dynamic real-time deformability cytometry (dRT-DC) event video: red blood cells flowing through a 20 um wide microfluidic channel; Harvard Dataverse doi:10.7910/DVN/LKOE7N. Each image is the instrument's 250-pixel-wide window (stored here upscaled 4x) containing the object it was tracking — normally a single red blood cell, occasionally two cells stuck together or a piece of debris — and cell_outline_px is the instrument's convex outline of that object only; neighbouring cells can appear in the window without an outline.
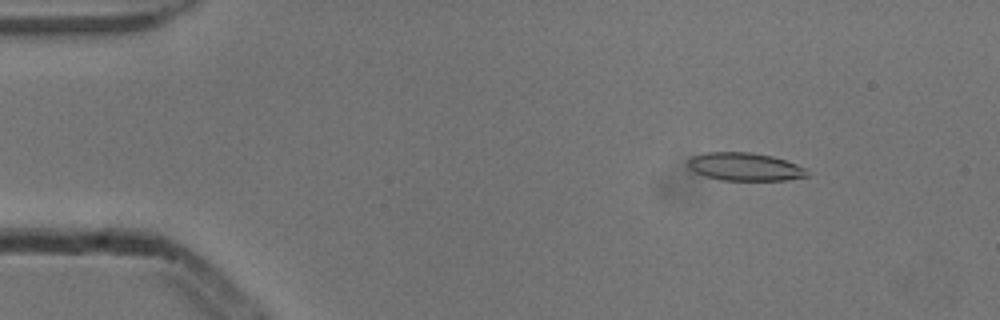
{"species": "common noctule bat (a hibernating species)", "species_latin": "Nyctalus noctula", "temperature_condition": "cold", "stored_images_in_passage": 4, "camera_frame_rate_fps": 3000, "um_per_image_px": 0.085, "animal": {"sex": "male", "body_mass_g": 13.3}, "frame": {"image": 1, "passage_image": 2, "time_ms": 0.333, "image_size_px": [1000, 320], "cell_outline_px": [[808, 176], [788, 180], [720, 180], [704, 176], [696, 172], [688, 164], [688, 160], [692, 156], [708, 152], [752, 152], [772, 156], [796, 164], [804, 168]], "centroid_in_image_um": [63.31, 14.17], "position_along_channel_um": 21.7, "area_um2": 19.25}}